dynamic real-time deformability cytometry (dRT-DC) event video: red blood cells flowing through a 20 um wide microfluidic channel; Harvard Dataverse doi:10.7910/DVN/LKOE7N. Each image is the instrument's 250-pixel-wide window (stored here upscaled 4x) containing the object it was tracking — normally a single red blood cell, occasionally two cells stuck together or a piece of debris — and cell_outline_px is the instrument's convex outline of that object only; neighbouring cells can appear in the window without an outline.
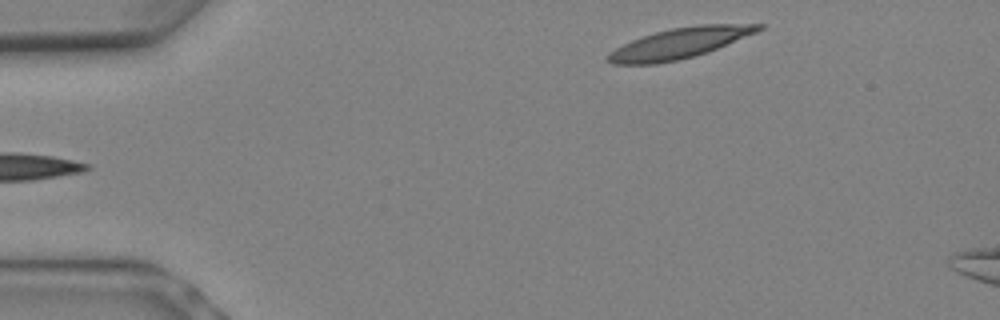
{"species": "Egyptian fruit bat (a non-hibernating species)", "species_latin": "Rousettus aegyptiacus", "temperature_condition": "warm", "stored_images_in_passage": 4, "camera_frame_rate_fps": 3000, "um_per_image_px": 0.085, "animal": {"sex": "female"}, "frame": {"image": 1, "passage_image": 1, "time_ms": 0.0, "image_size_px": [1000, 320], "cell_outline_px": [[764, 28], [756, 32], [716, 48], [692, 56], [676, 60], [652, 64], [616, 64], [608, 60], [608, 56], [616, 48], [624, 44], [644, 36], [656, 32], [672, 28], [708, 24], [764, 24]], "centroid_in_image_um": [57.79, 3.66], "position_along_channel_um": 27.2, "area_um2": 25.66}}